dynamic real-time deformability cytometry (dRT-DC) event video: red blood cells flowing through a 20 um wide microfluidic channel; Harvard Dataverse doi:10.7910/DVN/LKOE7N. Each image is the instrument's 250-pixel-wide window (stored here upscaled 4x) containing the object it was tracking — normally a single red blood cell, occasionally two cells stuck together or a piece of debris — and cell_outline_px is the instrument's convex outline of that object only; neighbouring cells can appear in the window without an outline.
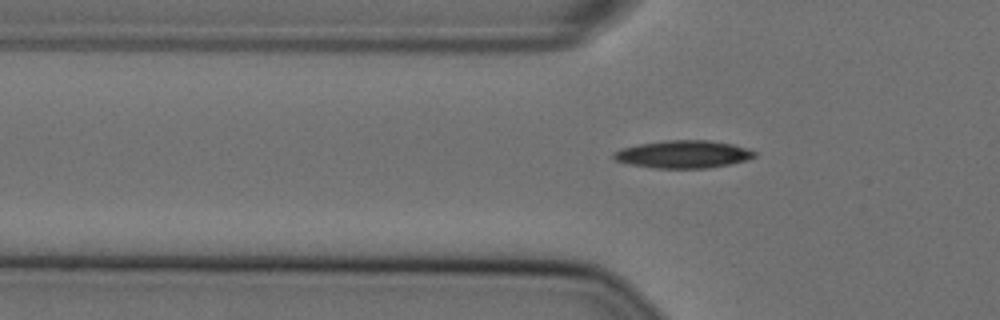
{"species": "Egyptian fruit bat (a non-hibernating species)", "species_latin": "Rousettus aegyptiacus", "temperature_condition": "cold", "stored_images_in_passage": 37, "camera_frame_rate_fps": 3000, "um_per_image_px": 0.085, "animal": {"sex": "female"}, "frame": {"image": 1, "passage_image": 2, "time_ms": 0.333, "image_size_px": [1000, 320], "cell_outline_px": [[756, 156], [748, 160], [732, 164], [708, 168], [652, 168], [628, 164], [616, 160], [612, 156], [612, 152], [620, 148], [640, 144], [664, 140], [708, 140], [732, 144], [748, 148], [756, 152]], "centroid_in_image_um": [58.08, 13.11], "position_along_channel_um": 67.7, "area_um2": 22.95}}
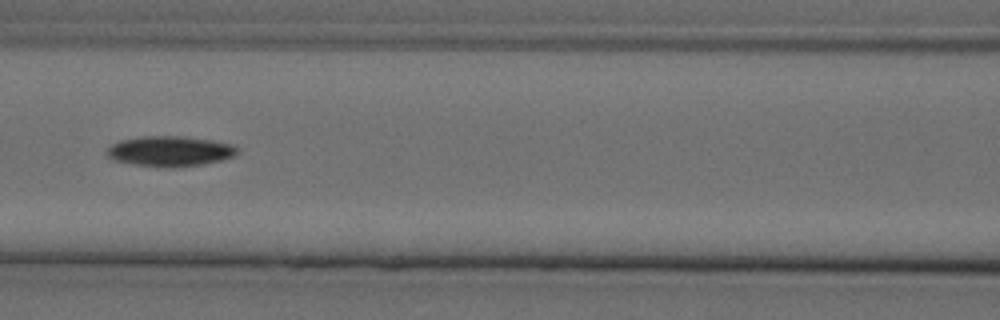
{"frame": {"image": 2, "passage_image": 9, "time_ms": 2.667, "image_size_px": [1000, 320], "cell_outline_px": [[240, 148], [232, 156], [220, 160], [200, 164], [176, 168], [168, 168], [136, 164], [116, 160], [108, 156], [104, 152], [112, 144], [120, 140], [144, 136], [184, 136], [212, 140], [236, 144]], "centroid_in_image_um": [14.47, 12.84], "position_along_channel_um": 152.1, "area_um2": 23.0}}
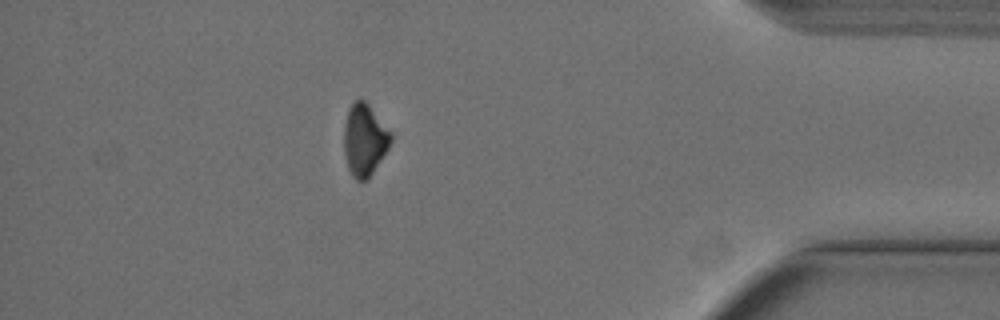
{"frame": {"image": 3, "passage_image": 33, "time_ms": 10.667, "image_size_px": [1000, 320], "cell_outline_px": [[392, 140], [388, 148], [368, 180], [356, 180], [352, 176], [348, 168], [344, 152], [344, 124], [348, 108], [356, 100], [364, 100], [368, 104], [392, 132]], "centroid_in_image_um": [30.98, 11.89], "position_along_channel_um": 404.2, "area_um2": 19.65}, "authors_computed_cell_mechanics": {"area_um2": 21.964, "velocity_mm_per_s": 3.6297, "shape_relaxation_time_tau1_ms": 3.0612, "shape_relaxation_time_tau2_ms": null, "deformation_change_tau1": 0.1242, "deformation_change_tau2": null}}